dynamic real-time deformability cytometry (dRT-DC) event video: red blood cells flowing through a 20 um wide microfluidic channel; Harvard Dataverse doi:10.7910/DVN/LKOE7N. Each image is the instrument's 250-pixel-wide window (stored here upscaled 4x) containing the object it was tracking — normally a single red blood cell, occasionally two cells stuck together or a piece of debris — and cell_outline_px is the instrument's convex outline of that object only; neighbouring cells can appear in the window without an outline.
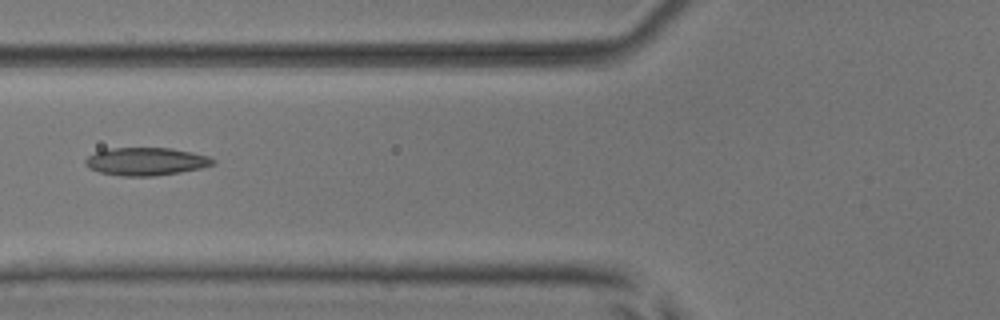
{"species": "common noctule bat (a hibernating species)", "species_latin": "Nyctalus noctula", "temperature_condition": "room temperature", "stored_images_in_passage": 7, "camera_frame_rate_fps": 3000, "um_per_image_px": 0.085, "animal": {"sex": "male", "body_mass_g": 17.9, "forearm_length_mm": 54.2}, "frame": {"image": 1, "passage_image": 6, "time_ms": 6.667, "image_size_px": [1000, 320], "cell_outline_px": [[216, 160], [212, 164], [200, 168], [180, 172], [152, 176], [120, 176], [100, 172], [88, 168], [84, 164], [84, 160], [88, 156], [96, 152], [112, 148], [172, 148], [192, 152], [208, 156]], "centroid_in_image_um": [12.38, 13.72], "position_along_channel_um": 113.4, "area_um2": 20.63}}
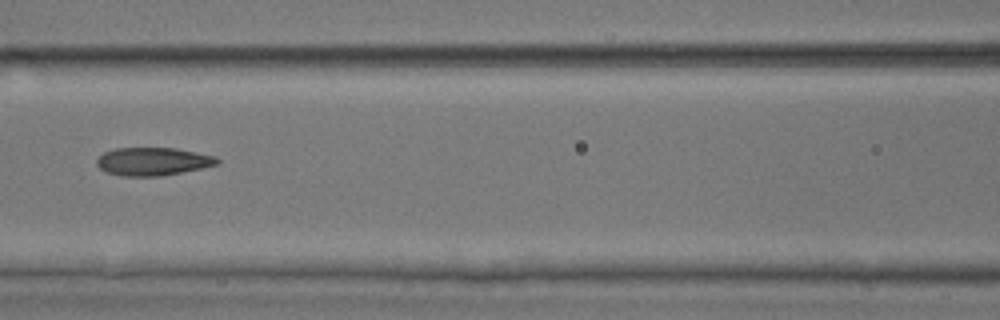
{"frame": {"image": 2, "passage_image": 7, "time_ms": 7.667, "image_size_px": [1000, 320], "cell_outline_px": [[220, 164], [160, 176], [120, 176], [104, 172], [96, 164], [96, 160], [104, 152], [116, 148], [176, 148], [216, 156], [220, 160]], "centroid_in_image_um": [12.98, 13.72], "position_along_channel_um": 153.6, "area_um2": 19.71}}